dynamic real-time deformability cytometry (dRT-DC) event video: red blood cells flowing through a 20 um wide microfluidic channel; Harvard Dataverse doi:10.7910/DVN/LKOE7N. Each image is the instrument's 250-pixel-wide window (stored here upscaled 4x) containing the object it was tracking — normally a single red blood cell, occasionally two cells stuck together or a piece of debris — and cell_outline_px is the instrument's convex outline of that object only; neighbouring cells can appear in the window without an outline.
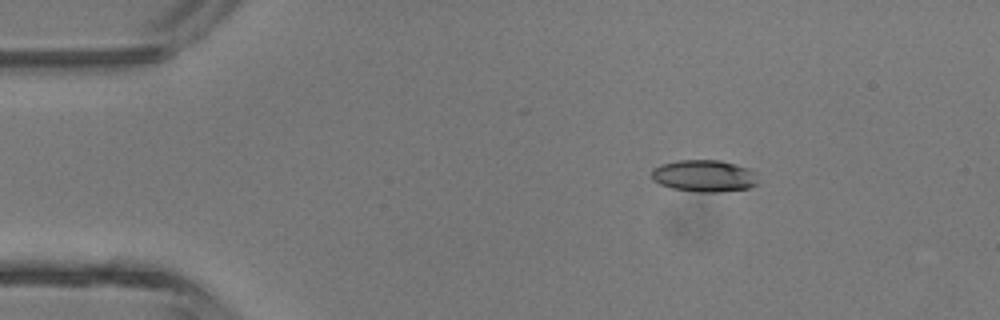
{"species": "common noctule bat (a hibernating species)", "species_latin": "Nyctalus noctula", "temperature_condition": "room temperature", "stored_images_in_passage": 6, "camera_frame_rate_fps": 3000, "um_per_image_px": 0.085, "animal": {"sex": "male", "body_mass_g": 13.3}, "frame": {"image": 1, "passage_image": 3, "time_ms": 2.333, "image_size_px": [1000, 320], "cell_outline_px": [[756, 184], [748, 188], [720, 192], [700, 192], [672, 188], [660, 184], [652, 180], [652, 168], [660, 164], [680, 160], [720, 160], [736, 164], [748, 168], [756, 172]], "centroid_in_image_um": [59.84, 14.94], "position_along_channel_um": 25.2, "area_um2": 19.83}}
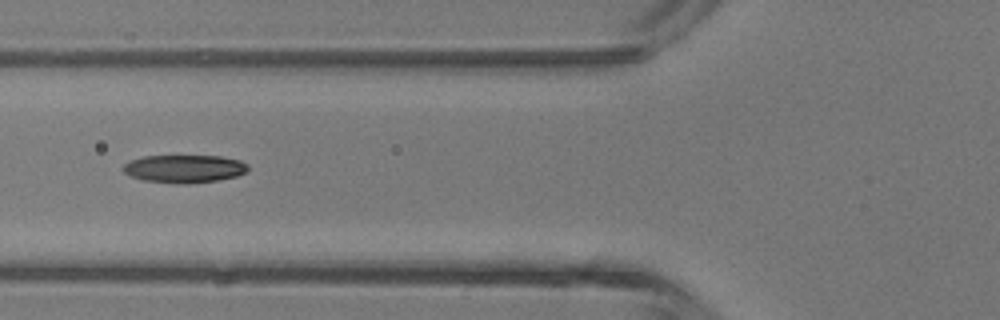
{"frame": {"image": 2, "passage_image": 5, "time_ms": 5.667, "image_size_px": [1000, 320], "cell_outline_px": [[248, 168], [244, 172], [236, 176], [216, 180], [188, 184], [184, 184], [144, 180], [132, 176], [124, 172], [120, 168], [124, 164], [132, 160], [144, 156], [220, 156], [240, 160], [248, 164]], "centroid_in_image_um": [15.66, 14.33], "position_along_channel_um": 110.1, "area_um2": 20.11}}
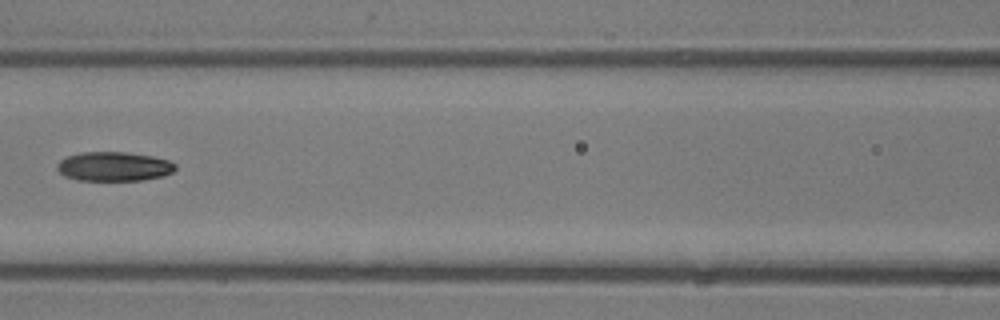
{"frame": {"image": 3, "passage_image": 6, "time_ms": 6.667, "image_size_px": [1000, 320], "cell_outline_px": [[176, 168], [172, 172], [164, 176], [144, 180], [76, 180], [64, 176], [56, 168], [56, 164], [60, 160], [68, 156], [80, 152], [124, 152], [152, 156], [168, 160], [176, 164]], "centroid_in_image_um": [9.67, 14.15], "position_along_channel_um": 156.9, "area_um2": 20.23}}